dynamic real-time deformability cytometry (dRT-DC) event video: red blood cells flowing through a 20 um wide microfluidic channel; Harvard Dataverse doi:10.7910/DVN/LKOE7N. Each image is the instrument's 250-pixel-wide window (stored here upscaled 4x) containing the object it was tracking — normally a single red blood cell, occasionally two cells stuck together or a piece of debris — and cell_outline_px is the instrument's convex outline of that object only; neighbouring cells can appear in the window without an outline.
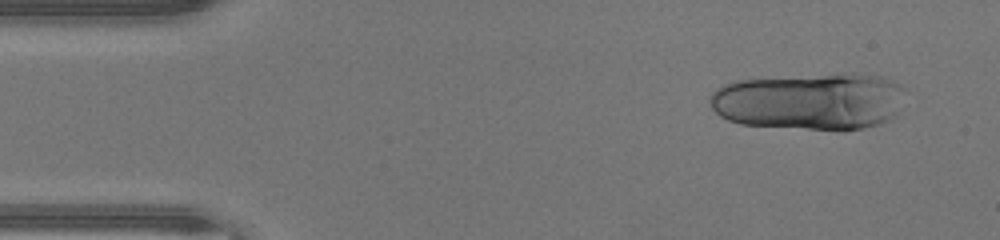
{"species": "human", "species_latin": "Homo sapiens", "temperature_condition": "warm", "stored_images_in_passage": 14, "camera_frame_rate_fps": 3000, "um_per_image_px": 0.085, "donor": {"sex": "male"}, "frame": {"image": 1, "passage_image": 3, "time_ms": 0.667, "image_size_px": [1000, 240], "cell_outline_px": [[908, 88], [896, 112], [888, 120], [880, 124], [864, 128], [844, 132], [740, 124], [728, 120], [720, 116], [712, 108], [708, 100], [708, 96], [716, 88], [724, 84], [736, 80], [824, 76], [880, 76], [900, 84]], "centroid_in_image_um": [68.82, 8.67], "position_along_channel_um": 16.2, "area_um2": 64.56}}